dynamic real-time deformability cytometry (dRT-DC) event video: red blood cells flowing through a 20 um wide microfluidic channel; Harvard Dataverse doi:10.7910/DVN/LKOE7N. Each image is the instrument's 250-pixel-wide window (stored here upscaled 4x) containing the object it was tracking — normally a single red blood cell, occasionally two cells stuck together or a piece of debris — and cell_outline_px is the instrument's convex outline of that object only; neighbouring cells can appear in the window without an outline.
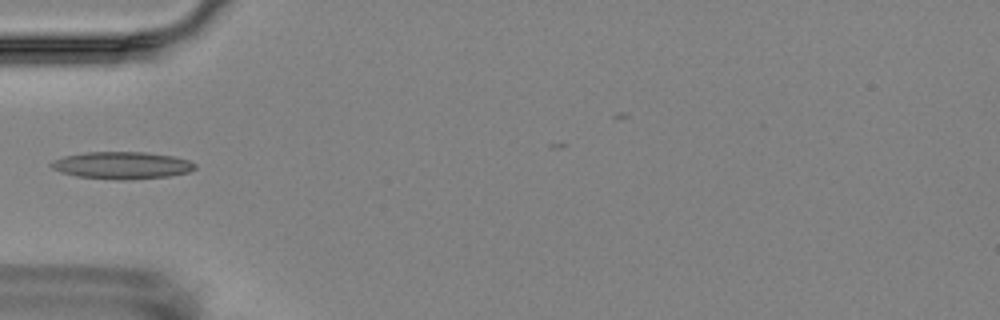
{"species": "Egyptian fruit bat (a non-hibernating species)", "species_latin": "Rousettus aegyptiacus", "temperature_condition": "room temperature", "stored_images_in_passage": 8, "camera_frame_rate_fps": 3000, "um_per_image_px": 0.085, "animal": {"sex": "female"}, "frame": {"image": 1, "passage_image": 6, "time_ms": 5.667, "image_size_px": [1000, 320], "cell_outline_px": [[196, 168], [188, 172], [168, 176], [124, 180], [120, 180], [76, 176], [60, 172], [52, 168], [48, 164], [52, 160], [64, 156], [84, 152], [144, 152], [172, 156], [188, 160], [196, 164]], "centroid_in_image_um": [10.32, 14.05], "position_along_channel_um": 74.7, "area_um2": 22.77}}